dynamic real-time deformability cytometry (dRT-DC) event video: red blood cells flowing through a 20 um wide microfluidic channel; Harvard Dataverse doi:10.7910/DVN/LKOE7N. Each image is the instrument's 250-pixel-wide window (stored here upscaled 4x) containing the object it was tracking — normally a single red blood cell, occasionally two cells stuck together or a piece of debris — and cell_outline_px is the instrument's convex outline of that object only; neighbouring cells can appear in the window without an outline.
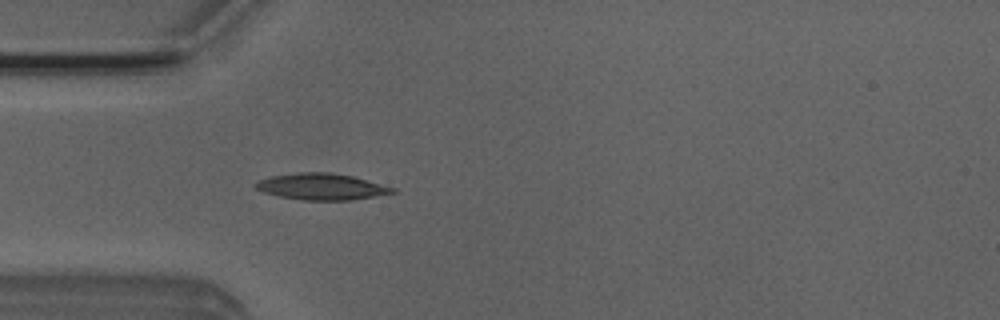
{"species": "Egyptian fruit bat (a non-hibernating species)", "species_latin": "Rousettus aegyptiacus", "temperature_condition": "room temperature", "stored_images_in_passage": 5, "camera_frame_rate_fps": 3000, "um_per_image_px": 0.085, "animal": {"sex": "male"}, "frame": {"image": 1, "passage_image": 5, "time_ms": 1.333, "image_size_px": [1000, 320], "cell_outline_px": [[396, 192], [352, 200], [300, 200], [280, 196], [264, 192], [256, 188], [252, 184], [260, 180], [272, 176], [300, 172], [328, 172], [352, 176], [396, 188]], "centroid_in_image_um": [27.33, 15.86], "position_along_channel_um": 57.7, "area_um2": 20.87}}